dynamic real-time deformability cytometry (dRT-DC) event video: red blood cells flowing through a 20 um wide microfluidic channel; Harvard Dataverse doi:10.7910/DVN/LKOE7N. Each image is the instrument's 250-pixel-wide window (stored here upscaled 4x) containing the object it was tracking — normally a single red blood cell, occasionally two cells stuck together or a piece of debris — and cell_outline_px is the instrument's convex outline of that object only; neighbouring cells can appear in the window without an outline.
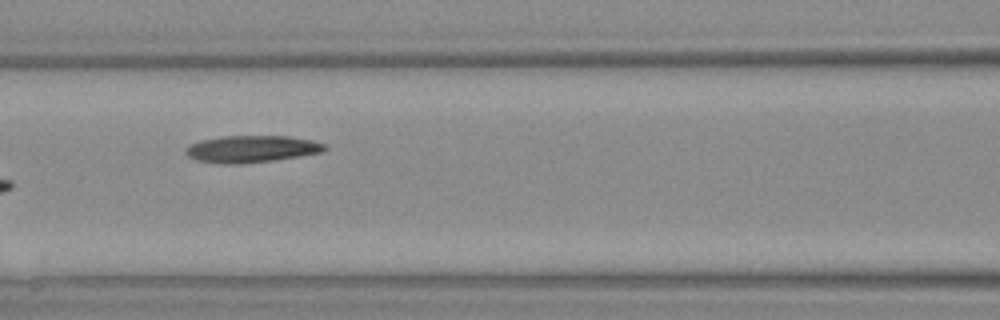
{"species": "Egyptian fruit bat (a non-hibernating species)", "species_latin": "Rousettus aegyptiacus", "temperature_condition": "warm", "stored_images_in_passage": 7, "camera_frame_rate_fps": 3000, "um_per_image_px": 0.085, "animal": {"sex": "female"}, "frame": {"image": 1, "passage_image": 6, "time_ms": 6.0, "image_size_px": [1000, 320], "cell_outline_px": [[328, 148], [320, 152], [272, 160], [244, 164], [216, 164], [196, 160], [188, 156], [184, 152], [184, 148], [188, 144], [200, 140], [220, 136], [292, 136], [312, 140], [324, 144]], "centroid_in_image_um": [21.29, 12.66], "position_along_channel_um": 145.3, "area_um2": 22.02}}